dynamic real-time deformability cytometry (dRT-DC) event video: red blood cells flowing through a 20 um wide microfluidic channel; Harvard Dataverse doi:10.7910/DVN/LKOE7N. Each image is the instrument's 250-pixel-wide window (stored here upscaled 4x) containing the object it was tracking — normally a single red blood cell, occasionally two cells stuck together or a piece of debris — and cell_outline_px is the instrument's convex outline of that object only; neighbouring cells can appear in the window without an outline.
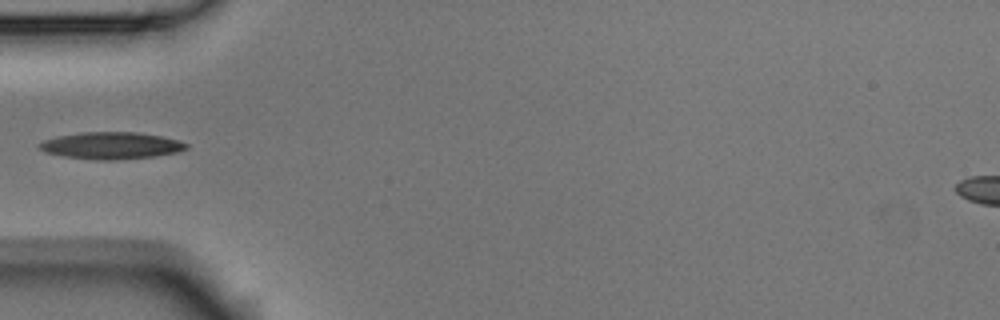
{"species": "Egyptian fruit bat (a non-hibernating species)", "species_latin": "Rousettus aegyptiacus", "temperature_condition": "room temperature", "stored_images_in_passage": 4, "camera_frame_rate_fps": 3000, "um_per_image_px": 0.085, "animal": {"sex": "male"}, "frame": {"image": 1, "passage_image": 3, "time_ms": 0.667, "image_size_px": [1000, 320], "cell_outline_px": [[188, 148], [176, 152], [156, 156], [116, 160], [96, 160], [64, 156], [44, 152], [36, 144], [44, 140], [56, 136], [80, 132], [136, 132], [160, 136], [176, 140], [188, 144]], "centroid_in_image_um": [9.41, 12.37], "position_along_channel_um": 75.6, "area_um2": 23.06}}
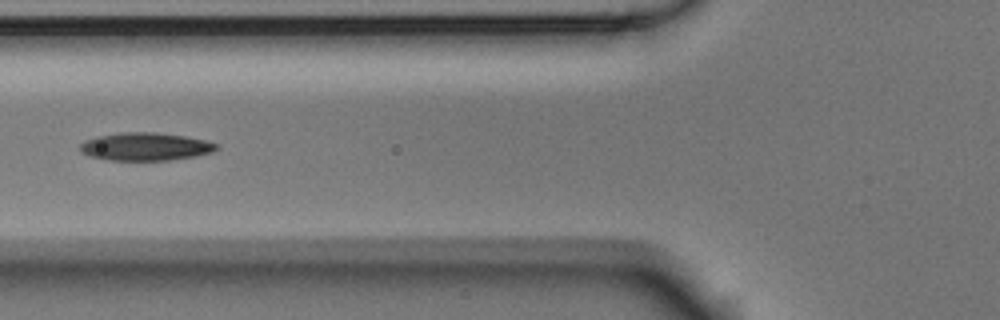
{"frame": {"image": 2, "passage_image": 4, "time_ms": 1.0, "image_size_px": [1000, 320], "cell_outline_px": [[220, 148], [212, 152], [196, 156], [172, 160], [108, 160], [88, 156], [80, 152], [80, 144], [84, 140], [96, 136], [120, 132], [152, 132], [184, 136], [204, 140], [216, 144]], "centroid_in_image_um": [12.32, 12.46], "position_along_channel_um": 113.5, "area_um2": 22.31}}